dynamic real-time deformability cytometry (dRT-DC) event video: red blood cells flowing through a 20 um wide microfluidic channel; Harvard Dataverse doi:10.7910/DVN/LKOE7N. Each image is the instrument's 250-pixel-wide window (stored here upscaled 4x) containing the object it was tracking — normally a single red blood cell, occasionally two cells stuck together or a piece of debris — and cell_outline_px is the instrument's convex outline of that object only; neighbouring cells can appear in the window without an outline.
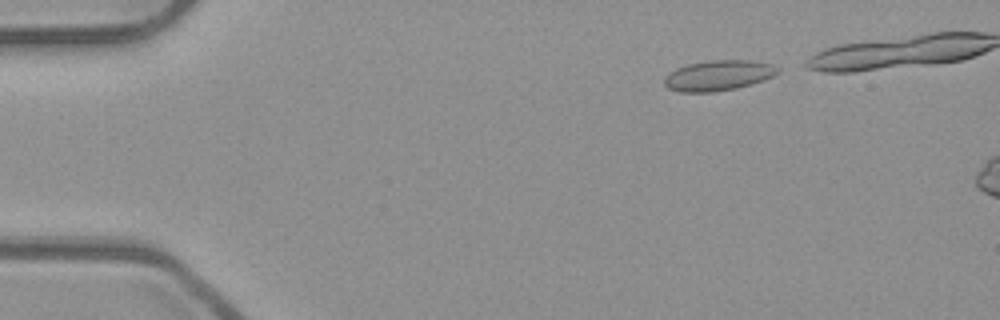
{"species": "common noctule bat (a hibernating species)", "species_latin": "Nyctalus noctula", "temperature_condition": "room temperature", "stored_images_in_passage": 7, "camera_frame_rate_fps": 3000, "um_per_image_px": 0.085, "animal": {"sex": "male", "body_mass_g": 23.1, "forearm_length_mm": 52.7}, "frame": {"image": 1, "passage_image": 2, "time_ms": 0.333, "image_size_px": [1000, 320], "cell_outline_px": [[780, 72], [764, 80], [736, 88], [712, 92], [680, 92], [668, 88], [664, 84], [664, 76], [668, 72], [676, 68], [688, 64], [712, 60], [748, 60], [772, 64], [780, 68]], "centroid_in_image_um": [61.04, 6.41], "position_along_channel_um": 24.0, "area_um2": 20.11}}